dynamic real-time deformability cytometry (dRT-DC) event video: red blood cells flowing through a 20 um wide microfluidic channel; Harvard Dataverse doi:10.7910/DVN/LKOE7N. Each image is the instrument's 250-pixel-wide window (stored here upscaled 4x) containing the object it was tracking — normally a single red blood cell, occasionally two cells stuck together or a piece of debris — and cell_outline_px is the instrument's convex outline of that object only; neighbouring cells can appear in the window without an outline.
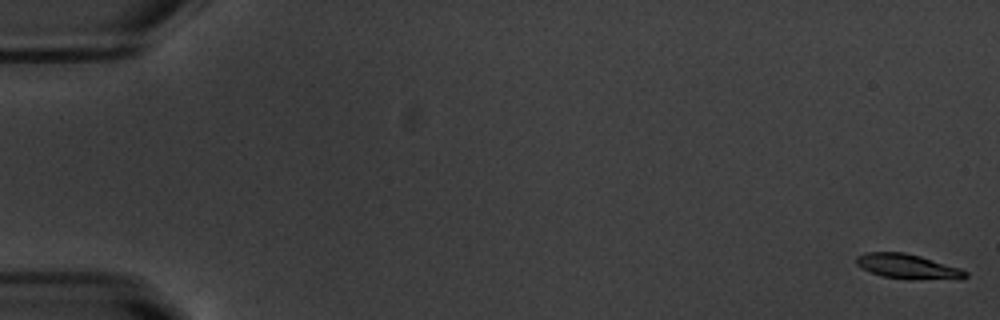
{"species": "common noctule bat (a hibernating species)", "species_latin": "Nyctalus noctula", "temperature_condition": "warm", "stored_images_in_passage": 55, "camera_frame_rate_fps": 3000, "um_per_image_px": 0.085, "animal": {"sex": "male", "body_mass_g": 20.1, "forearm_length_mm": 53.5}, "frame": {"image": 1, "passage_image": 1, "time_ms": 0.0, "image_size_px": [1000, 320], "cell_outline_px": [[968, 276], [960, 280], [908, 280], [880, 276], [856, 264], [856, 256], [864, 252], [904, 252], [920, 256], [960, 268], [968, 272]], "centroid_in_image_um": [77.22, 22.68], "position_along_channel_um": 7.8, "area_um2": 16.13}}
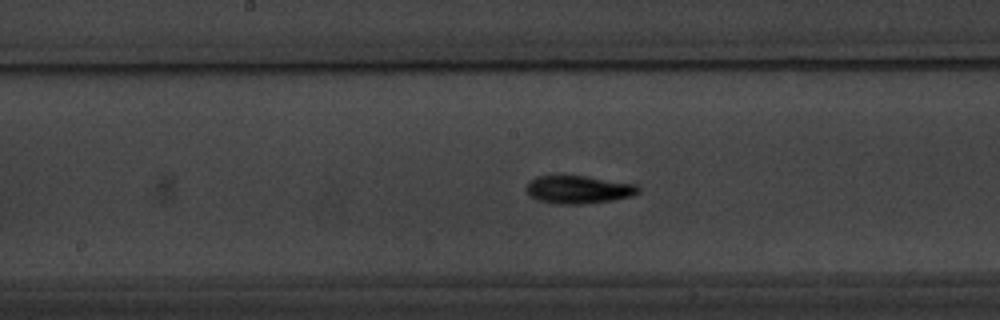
{"frame": {"image": 2, "passage_image": 29, "time_ms": 9.333, "image_size_px": [1000, 320], "cell_outline_px": [[640, 192], [632, 196], [612, 200], [584, 204], [556, 204], [536, 200], [524, 188], [528, 180], [536, 176], [560, 172], [588, 176], [636, 184], [640, 188]], "centroid_in_image_um": [49.1, 16.06], "position_along_channel_um": 199.1, "area_um2": 19.19}}
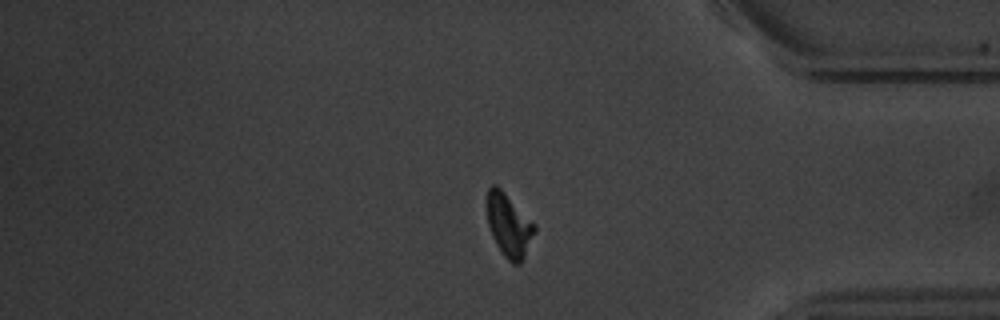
{"frame": {"image": 3, "passage_image": 46, "time_ms": 15.0, "image_size_px": [1000, 320], "cell_outline_px": [[536, 228], [524, 256], [520, 264], [512, 264], [504, 256], [496, 244], [492, 236], [488, 224], [484, 204], [488, 188], [492, 184], [496, 184], [536, 224]], "centroid_in_image_um": [43.2, 19.1], "position_along_channel_um": 392.0, "area_um2": 17.69}, "authors_computed_cell_mechanics": {"area_um2": 16.7042, "velocity_mm_per_s": 3.7512, "shape_relaxation_time_tau1_ms": 1.8268, "shape_relaxation_time_tau2_ms": 2.5679, "deformation_change_tau1": 0.1476, "deformation_change_tau2": 0.0823}}